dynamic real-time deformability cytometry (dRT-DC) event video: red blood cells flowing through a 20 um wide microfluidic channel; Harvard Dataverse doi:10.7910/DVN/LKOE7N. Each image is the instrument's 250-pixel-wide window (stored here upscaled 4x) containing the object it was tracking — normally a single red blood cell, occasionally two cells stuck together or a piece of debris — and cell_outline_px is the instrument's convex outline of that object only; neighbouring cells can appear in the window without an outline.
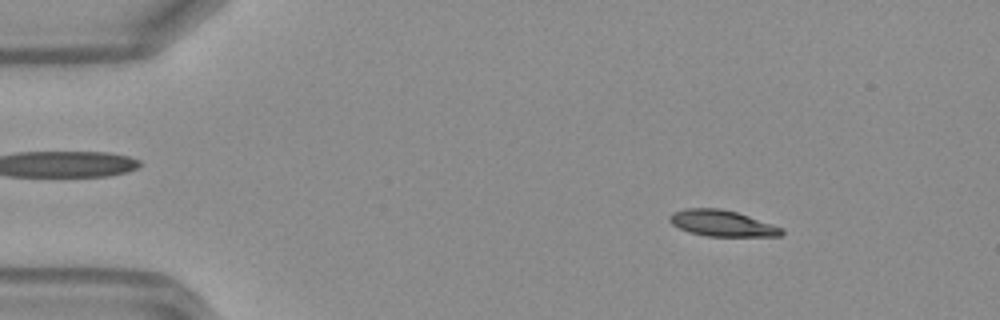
{"species": "Egyptian fruit bat (a non-hibernating species)", "species_latin": "Rousettus aegyptiacus", "temperature_condition": "warm", "stored_images_in_passage": 48, "camera_frame_rate_fps": 3000, "um_per_image_px": 0.085, "frame": {"image": 1, "passage_image": 7, "time_ms": 2.0, "image_size_px": [1000, 320], "cell_outline_px": [[784, 232], [780, 236], [704, 236], [688, 232], [672, 224], [668, 220], [668, 216], [672, 212], [684, 208], [720, 208], [736, 212], [784, 228]], "centroid_in_image_um": [61.33, 18.98], "position_along_channel_um": 23.7, "area_um2": 17.11}}
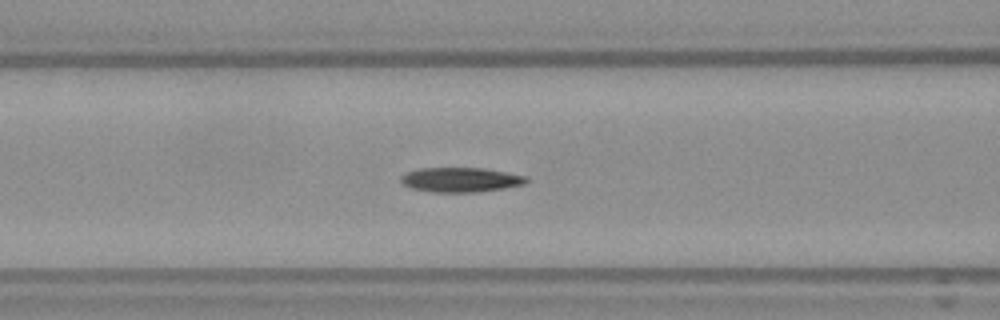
{"frame": {"image": 2, "passage_image": 20, "time_ms": 6.333, "image_size_px": [1000, 320], "cell_outline_px": [[528, 180], [524, 184], [504, 188], [476, 192], [432, 192], [412, 188], [400, 184], [400, 176], [408, 172], [420, 168], [484, 168], [528, 176]], "centroid_in_image_um": [39.14, 15.28], "position_along_channel_um": 127.5, "area_um2": 18.03}}
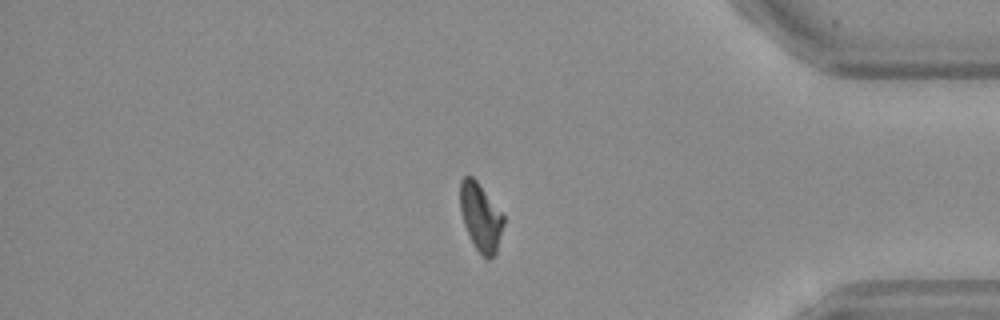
{"frame": {"image": 3, "passage_image": 41, "time_ms": 13.333, "image_size_px": [1000, 320], "cell_outline_px": [[504, 224], [496, 252], [488, 260], [484, 260], [476, 248], [464, 224], [460, 208], [460, 180], [464, 176], [472, 176], [476, 180], [504, 216]], "centroid_in_image_um": [40.85, 18.46], "position_along_channel_um": 394.3, "area_um2": 16.94}, "authors_computed_cell_mechanics": {"area_um2": 17.6001, "velocity_mm_per_s": 4.1958, "shape_relaxation_time_tau1_ms": 2.5619, "shape_relaxation_time_tau2_ms": 4.5321, "deformation_change_tau1": 0.1654, "deformation_change_tau2": 0.1239}}